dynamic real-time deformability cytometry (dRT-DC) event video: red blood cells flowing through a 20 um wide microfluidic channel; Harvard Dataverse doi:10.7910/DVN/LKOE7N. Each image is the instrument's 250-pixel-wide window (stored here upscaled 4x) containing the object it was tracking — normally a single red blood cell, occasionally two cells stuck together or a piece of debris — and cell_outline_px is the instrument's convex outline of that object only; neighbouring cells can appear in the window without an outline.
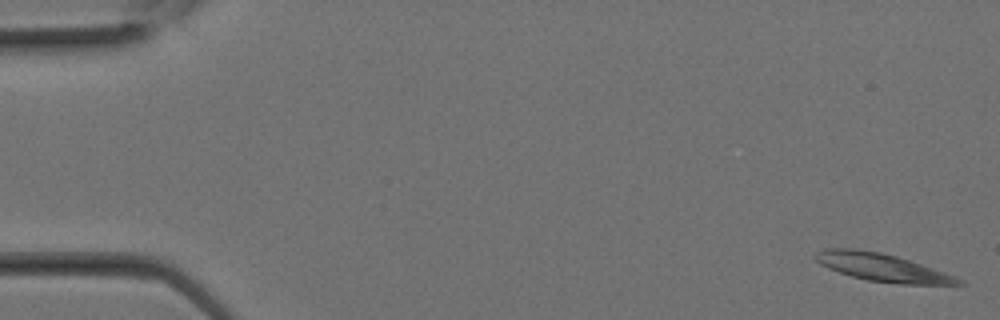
{"species": "Egyptian fruit bat (a non-hibernating species)", "species_latin": "Rousettus aegyptiacus", "temperature_condition": "room temperature", "stored_images_in_passage": 10, "camera_frame_rate_fps": 3000, "um_per_image_px": 0.085, "animal": {"sex": "female"}, "frame": {"image": 1, "passage_image": 1, "time_ms": 0.0, "image_size_px": [1000, 320], "cell_outline_px": [[964, 284], [900, 284], [868, 280], [852, 276], [828, 268], [820, 264], [812, 256], [816, 252], [824, 248], [856, 248], [880, 252], [896, 256], [956, 276], [964, 280]], "centroid_in_image_um": [74.94, 22.72], "position_along_channel_um": 10.1, "area_um2": 23.0}}
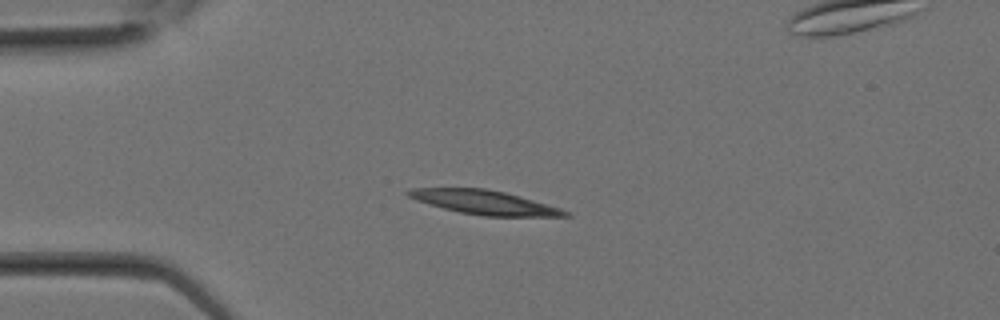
{"frame": {"image": 2, "passage_image": 7, "time_ms": 2.0, "image_size_px": [1000, 320], "cell_outline_px": [[572, 216], [484, 216], [460, 212], [444, 208], [416, 200], [408, 196], [404, 192], [412, 188], [484, 188], [504, 192], [520, 196], [560, 208], [568, 212]], "centroid_in_image_um": [41.16, 17.19], "position_along_channel_um": 43.8, "area_um2": 21.68}}
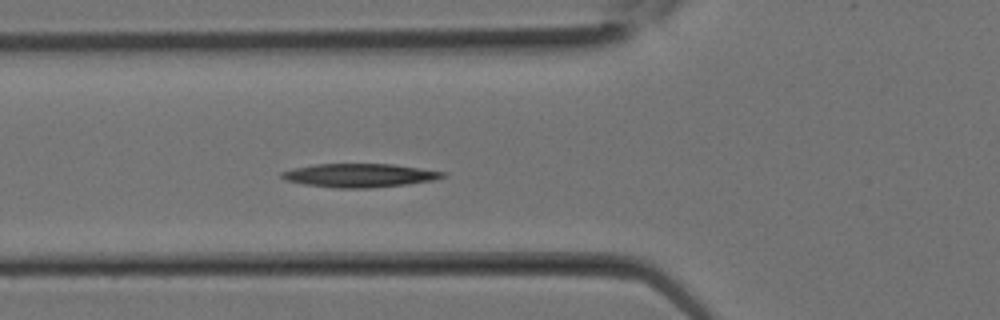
{"frame": {"image": 3, "passage_image": 10, "time_ms": 3.0, "image_size_px": [1000, 320], "cell_outline_px": [[448, 176], [432, 180], [408, 184], [368, 188], [336, 188], [304, 184], [288, 180], [280, 176], [280, 172], [292, 168], [316, 164], [392, 164], [448, 172]], "centroid_in_image_um": [30.59, 14.9], "position_along_channel_um": 95.2, "area_um2": 22.14}}